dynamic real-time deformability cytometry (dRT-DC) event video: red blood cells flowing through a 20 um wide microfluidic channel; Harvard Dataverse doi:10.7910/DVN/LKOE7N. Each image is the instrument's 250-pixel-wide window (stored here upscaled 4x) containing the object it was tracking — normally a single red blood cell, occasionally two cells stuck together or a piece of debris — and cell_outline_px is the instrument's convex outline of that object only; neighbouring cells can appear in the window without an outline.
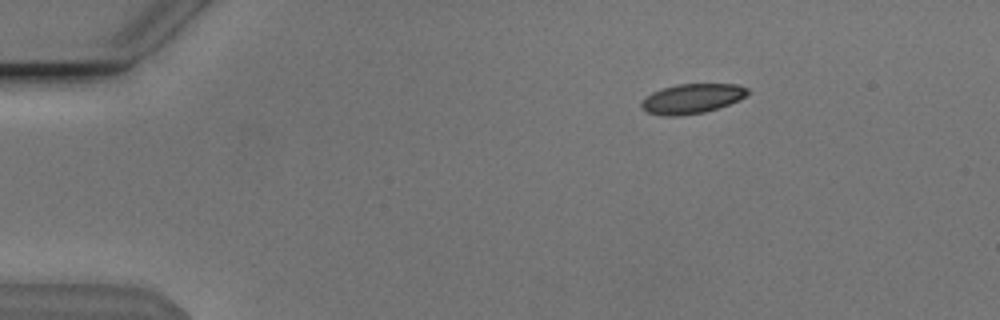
{"species": "Egyptian fruit bat (a non-hibernating species)", "species_latin": "Rousettus aegyptiacus", "temperature_condition": "cold", "stored_images_in_passage": 12, "camera_frame_rate_fps": 3000, "um_per_image_px": 0.085, "animal": {"sex": "male"}, "frame": {"image": 1, "passage_image": 3, "time_ms": 0.667, "image_size_px": [1000, 320], "cell_outline_px": [[752, 92], [728, 104], [704, 112], [680, 116], [664, 116], [648, 112], [640, 108], [640, 104], [652, 92], [676, 84], [736, 84], [748, 88]], "centroid_in_image_um": [58.81, 8.38], "position_along_channel_um": 26.2, "area_um2": 18.21}}